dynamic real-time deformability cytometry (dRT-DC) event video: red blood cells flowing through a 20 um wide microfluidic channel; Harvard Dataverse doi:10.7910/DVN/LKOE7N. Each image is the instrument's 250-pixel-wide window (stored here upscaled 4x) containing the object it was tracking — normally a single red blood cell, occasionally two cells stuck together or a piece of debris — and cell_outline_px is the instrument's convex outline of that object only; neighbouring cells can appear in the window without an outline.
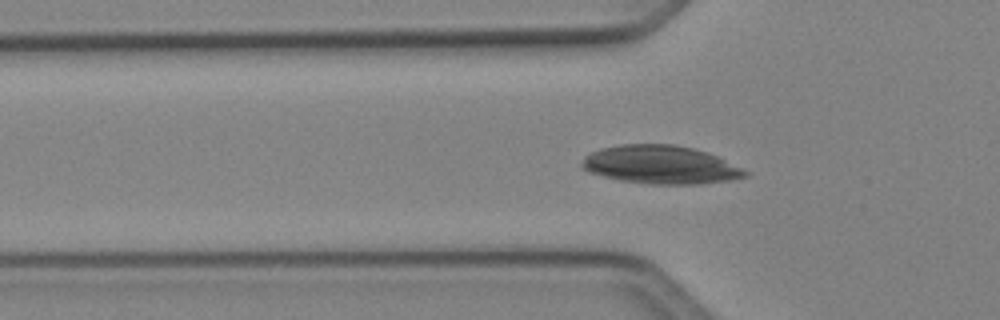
{"species": "Egyptian fruit bat (a non-hibernating species)", "species_latin": "Rousettus aegyptiacus", "temperature_condition": "cold", "stored_images_in_passage": 47, "camera_frame_rate_fps": 3000, "um_per_image_px": 0.085, "animal": {"sex": "female"}, "frame": {"image": 1, "passage_image": 14, "time_ms": 4.333, "image_size_px": [1000, 320], "cell_outline_px": [[752, 172], [748, 176], [732, 180], [700, 184], [648, 184], [620, 180], [588, 172], [580, 168], [580, 164], [584, 156], [600, 148], [620, 144], [676, 144], [708, 152]], "centroid_in_image_um": [56.16, 14.0], "position_along_channel_um": 69.6, "area_um2": 36.88}}
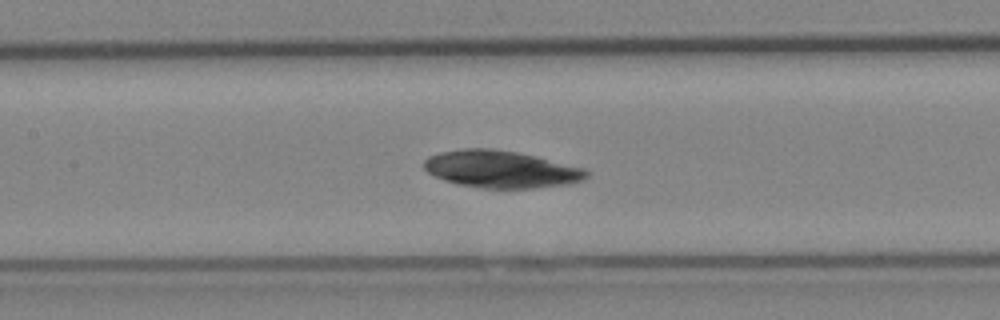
{"frame": {"image": 2, "passage_image": 21, "time_ms": 6.667, "image_size_px": [1000, 320], "cell_outline_px": [[588, 176], [584, 180], [568, 184], [532, 188], [484, 188], [456, 184], [444, 180], [428, 172], [424, 168], [424, 160], [428, 156], [440, 152], [464, 148], [488, 148], [516, 152], [536, 156], [584, 168], [588, 172]], "centroid_in_image_um": [42.58, 14.38], "position_along_channel_um": 164.8, "area_um2": 35.14}}
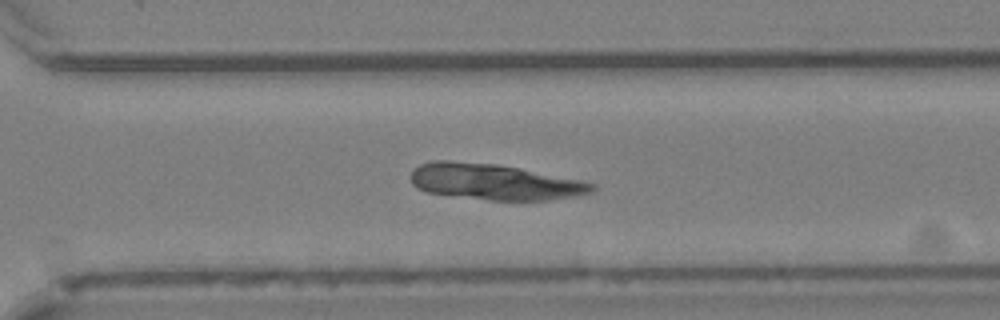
{"frame": {"image": 3, "passage_image": 33, "time_ms": 10.667, "image_size_px": [1000, 320], "cell_outline_px": [[596, 188], [592, 192], [576, 196], [552, 200], [488, 200], [424, 192], [412, 184], [412, 172], [420, 164], [432, 160], [448, 160], [496, 164], [580, 180], [596, 184]], "centroid_in_image_um": [42.02, 15.46], "position_along_channel_um": 328.6, "area_um2": 37.8}}